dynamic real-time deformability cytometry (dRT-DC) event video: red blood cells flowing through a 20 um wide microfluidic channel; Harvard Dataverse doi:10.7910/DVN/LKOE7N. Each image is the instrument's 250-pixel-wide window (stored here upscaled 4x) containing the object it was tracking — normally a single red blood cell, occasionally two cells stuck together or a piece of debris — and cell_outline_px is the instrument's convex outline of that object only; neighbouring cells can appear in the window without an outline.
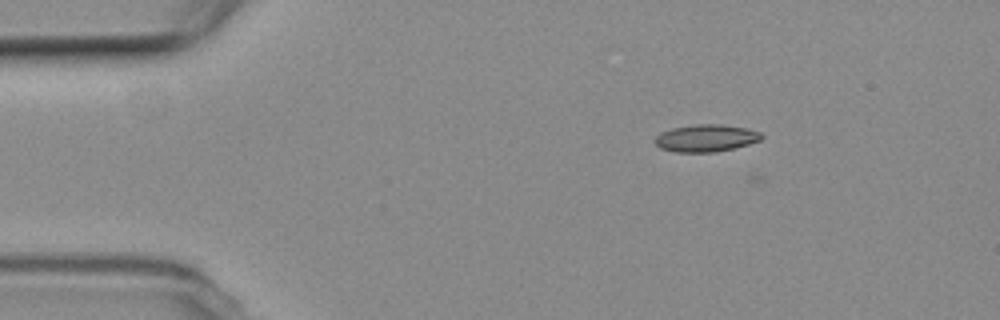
{"species": "common noctule bat (a hibernating species)", "species_latin": "Nyctalus noctula", "temperature_condition": "room temperature", "stored_images_in_passage": 3, "camera_frame_rate_fps": 3000, "um_per_image_px": 0.085, "animal": {"sex": "female", "body_mass_g": 19.3, "forearm_length_mm": 54.1}, "frame": {"image": 1, "passage_image": 1, "time_ms": 0.0, "image_size_px": [1000, 320], "cell_outline_px": [[764, 136], [760, 140], [736, 148], [716, 152], [676, 152], [660, 148], [652, 140], [660, 132], [672, 128], [696, 124], [720, 124], [744, 128], [760, 132]], "centroid_in_image_um": [59.98, 11.74], "position_along_channel_um": 25.0, "area_um2": 16.99}}